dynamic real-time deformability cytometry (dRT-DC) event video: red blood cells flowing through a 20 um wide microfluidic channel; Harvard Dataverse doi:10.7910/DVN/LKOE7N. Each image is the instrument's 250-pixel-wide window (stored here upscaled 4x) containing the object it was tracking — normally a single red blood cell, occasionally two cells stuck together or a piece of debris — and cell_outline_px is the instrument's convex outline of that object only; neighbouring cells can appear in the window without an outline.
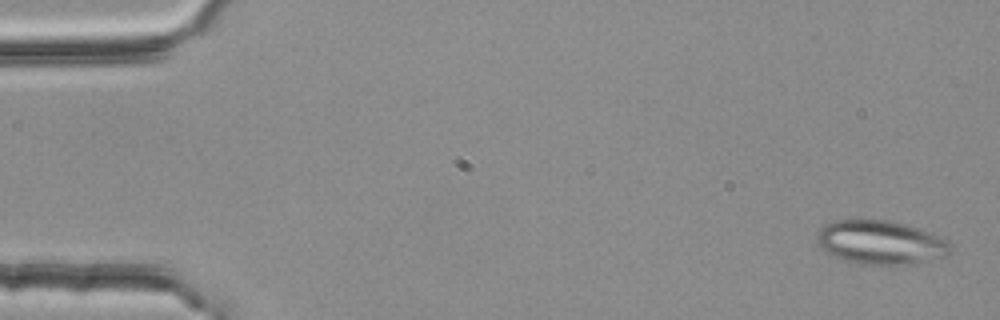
{"species": "common noctule bat (a hibernating species)", "species_latin": "Nyctalus noctula", "temperature_condition": "room temperature", "stored_images_in_passage": 4, "camera_frame_rate_fps": 3000, "um_per_image_px": 0.085, "animal": {"sex": "female", "body_mass_g": 25.1}, "frame": {"image": 1, "passage_image": 1, "time_ms": 0.0, "image_size_px": [1000, 320], "cell_outline_px": [[948, 252], [944, 256], [896, 264], [860, 264], [836, 256], [828, 252], [816, 240], [816, 232], [824, 224], [836, 220], [892, 220], [920, 228], [944, 240], [948, 244]], "centroid_in_image_um": [74.75, 20.56], "position_along_channel_um": 10.2, "area_um2": 32.95}}